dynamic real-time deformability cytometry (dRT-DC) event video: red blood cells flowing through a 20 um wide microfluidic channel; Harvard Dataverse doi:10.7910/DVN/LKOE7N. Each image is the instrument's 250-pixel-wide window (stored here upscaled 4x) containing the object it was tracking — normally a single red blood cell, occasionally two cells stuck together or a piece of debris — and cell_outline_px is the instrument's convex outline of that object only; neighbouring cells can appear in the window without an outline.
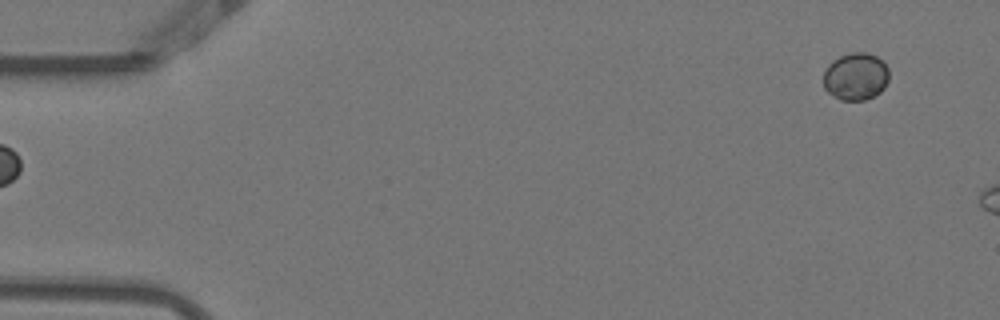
{"species": "Egyptian fruit bat (a non-hibernating species)", "species_latin": "Rousettus aegyptiacus", "temperature_condition": "warm", "stored_images_in_passage": 1, "camera_frame_rate_fps": 3000, "um_per_image_px": 0.085, "animal": {"sex": "female"}, "frame": {"image": 1, "passage_image": 1, "time_ms": 0.0, "image_size_px": [1000, 320], "cell_outline_px": [[888, 80], [884, 88], [880, 92], [864, 100], [840, 100], [828, 92], [824, 88], [824, 72], [828, 64], [832, 60], [840, 56], [852, 52], [864, 52], [876, 56], [888, 68]], "centroid_in_image_um": [72.72, 6.5], "position_along_channel_um": 12.3, "area_um2": 18.03}}